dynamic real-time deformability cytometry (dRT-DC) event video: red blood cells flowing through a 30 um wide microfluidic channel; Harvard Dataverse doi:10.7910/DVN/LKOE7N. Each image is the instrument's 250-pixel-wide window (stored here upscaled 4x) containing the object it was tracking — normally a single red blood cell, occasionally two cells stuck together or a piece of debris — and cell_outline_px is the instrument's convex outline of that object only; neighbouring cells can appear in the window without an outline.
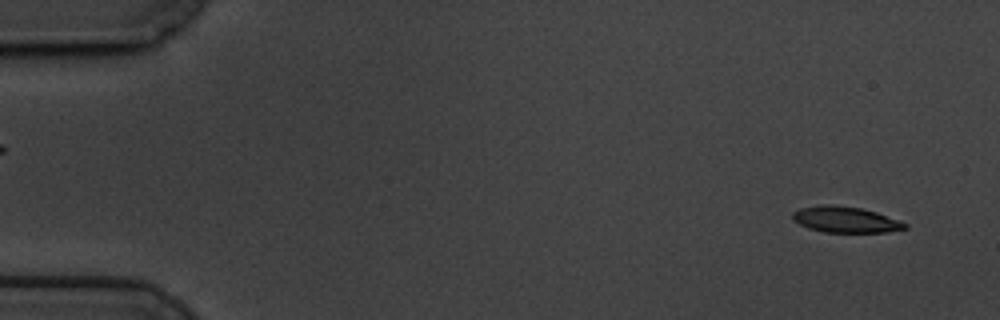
{"species": "common noctule bat (a hibernating species)", "species_latin": "Nyctalus noctula", "temperature_condition": "cold", "stored_images_in_passage": 56, "camera_frame_rate_fps": 3000, "um_per_image_px": 0.085, "animal": {"sex": "male", "body_mass_g": 19.5, "forearm_length_mm": 54.6}, "frame": {"image": 1, "passage_image": 1, "time_ms": 0.0, "image_size_px": [1000, 320], "cell_outline_px": [[908, 228], [888, 232], [824, 232], [808, 228], [792, 220], [792, 212], [800, 208], [820, 204], [832, 204], [860, 208], [876, 212], [908, 224]], "centroid_in_image_um": [71.83, 18.66], "position_along_channel_um": 13.2, "area_um2": 17.05}}
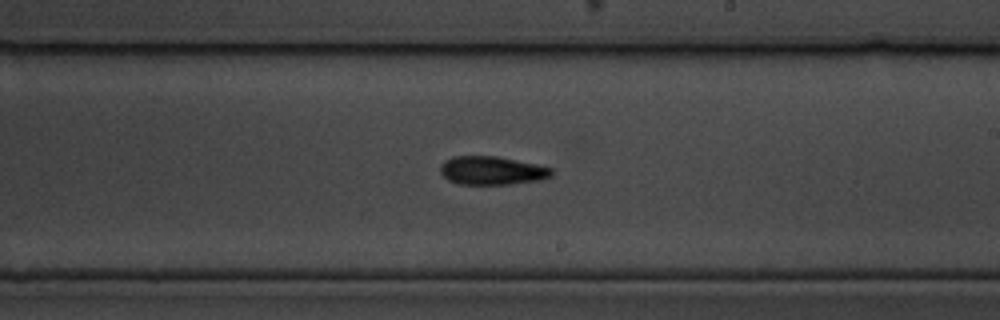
{"frame": {"image": 2, "passage_image": 32, "time_ms": 10.333, "image_size_px": [1000, 320], "cell_outline_px": [[552, 176], [540, 180], [508, 184], [460, 184], [448, 180], [440, 172], [440, 164], [444, 160], [452, 156], [496, 156], [536, 164], [552, 168]], "centroid_in_image_um": [41.78, 14.49], "position_along_channel_um": 247.2, "area_um2": 18.44}}
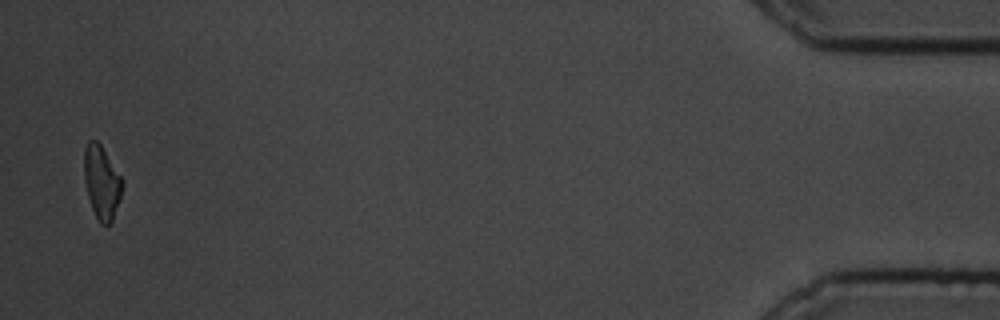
{"frame": {"image": 3, "passage_image": 55, "time_ms": 18.0, "image_size_px": [1000, 320], "cell_outline_px": [[124, 184], [112, 220], [108, 224], [100, 224], [92, 208], [88, 196], [84, 180], [84, 148], [88, 140], [96, 140], [100, 144], [124, 180]], "centroid_in_image_um": [8.64, 15.46], "position_along_channel_um": 426.6, "area_um2": 16.18}, "authors_computed_cell_mechanics": {"area_um2": 18.0625, "velocity_mm_per_s": 3.435, "shape_relaxation_time_tau1_ms": 5.6478, "shape_relaxation_time_tau2_ms": 6.4152, "deformation_change_tau1": 0.2023, "deformation_change_tau2": 0.1573}}